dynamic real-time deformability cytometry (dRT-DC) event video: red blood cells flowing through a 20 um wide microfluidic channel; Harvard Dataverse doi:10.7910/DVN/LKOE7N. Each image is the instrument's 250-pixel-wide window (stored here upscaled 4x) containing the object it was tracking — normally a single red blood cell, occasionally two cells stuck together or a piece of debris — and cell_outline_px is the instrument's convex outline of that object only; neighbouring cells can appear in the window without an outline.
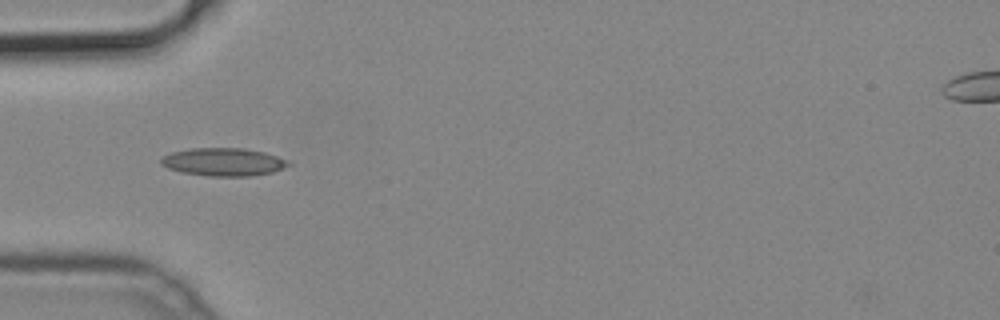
{"species": "common noctule bat (a hibernating species)", "species_latin": "Nyctalus noctula", "temperature_condition": "cold", "stored_images_in_passage": 44, "camera_frame_rate_fps": 3000, "um_per_image_px": 0.085, "animal": {"sex": "male", "body_mass_g": 19.2, "forearm_length_mm": 51.8}, "frame": {"image": 1, "passage_image": 9, "time_ms": 2.667, "image_size_px": [1000, 320], "cell_outline_px": [[292, 164], [284, 168], [272, 172], [252, 176], [208, 176], [180, 172], [168, 168], [160, 164], [160, 160], [164, 156], [172, 152], [192, 148], [244, 148], [264, 152], [292, 160]], "centroid_in_image_um": [19.04, 13.77], "position_along_channel_um": 66.0, "area_um2": 20.98}}
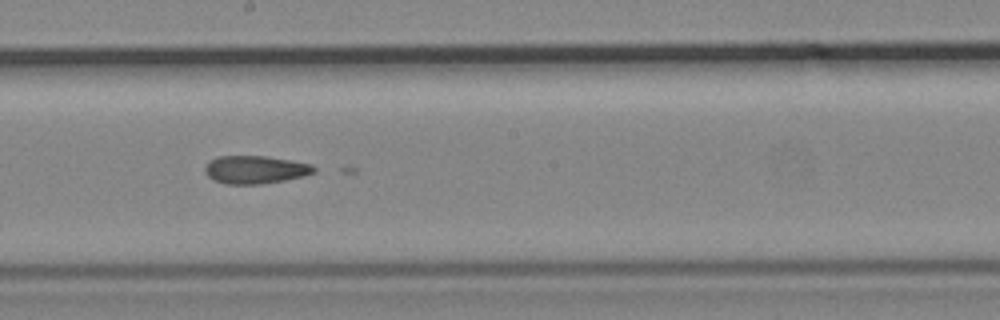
{"frame": {"image": 2, "passage_image": 21, "time_ms": 6.667, "image_size_px": [1000, 320], "cell_outline_px": [[316, 172], [304, 176], [284, 180], [260, 184], [228, 184], [212, 180], [204, 172], [204, 168], [216, 156], [264, 156], [312, 164], [316, 168]], "centroid_in_image_um": [21.7, 14.42], "position_along_channel_um": 226.5, "area_um2": 17.69}}
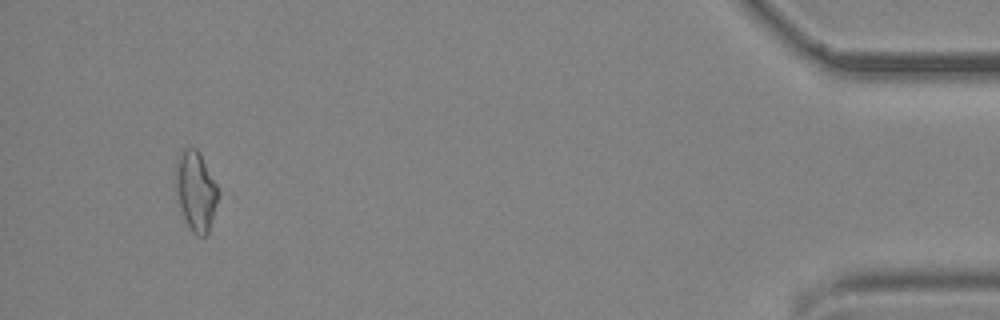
{"frame": {"image": 3, "passage_image": 41, "time_ms": 13.333, "image_size_px": [1000, 320], "cell_outline_px": [[220, 192], [208, 232], [204, 236], [196, 236], [192, 232], [180, 208], [172, 188], [176, 156], [184, 148], [196, 148], [216, 184]], "centroid_in_image_um": [16.57, 16.21], "position_along_channel_um": 418.6, "area_um2": 20.06}}